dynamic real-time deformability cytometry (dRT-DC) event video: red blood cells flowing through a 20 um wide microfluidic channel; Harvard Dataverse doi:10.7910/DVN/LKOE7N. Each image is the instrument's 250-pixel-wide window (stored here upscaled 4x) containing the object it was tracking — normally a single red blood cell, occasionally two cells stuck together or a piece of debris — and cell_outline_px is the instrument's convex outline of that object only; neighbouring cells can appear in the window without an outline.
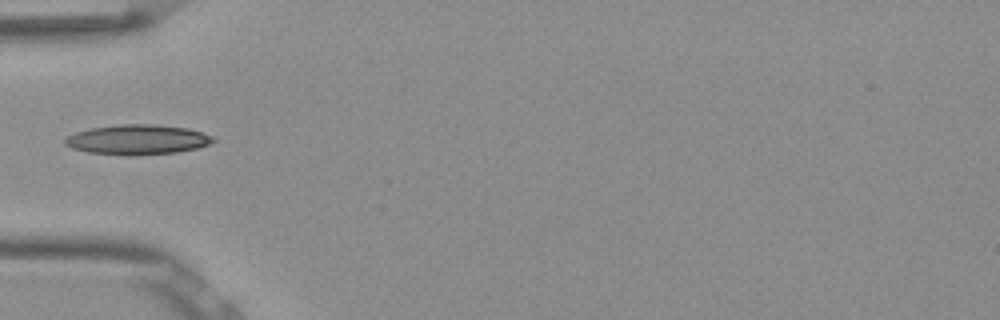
{"species": "Egyptian fruit bat (a non-hibernating species)", "species_latin": "Rousettus aegyptiacus", "temperature_condition": "room temperature", "stored_images_in_passage": 21, "camera_frame_rate_fps": 3000, "um_per_image_px": 0.085, "frame": {"image": 1, "passage_image": 1, "time_ms": 0.0, "image_size_px": [1000, 320], "cell_outline_px": [[216, 140], [208, 144], [196, 148], [176, 152], [132, 156], [128, 156], [88, 152], [72, 148], [64, 144], [64, 140], [68, 136], [76, 132], [92, 128], [120, 124], [156, 124], [188, 128], [212, 136]], "centroid_in_image_um": [11.67, 11.87], "position_along_channel_um": 73.3, "area_um2": 25.78}}
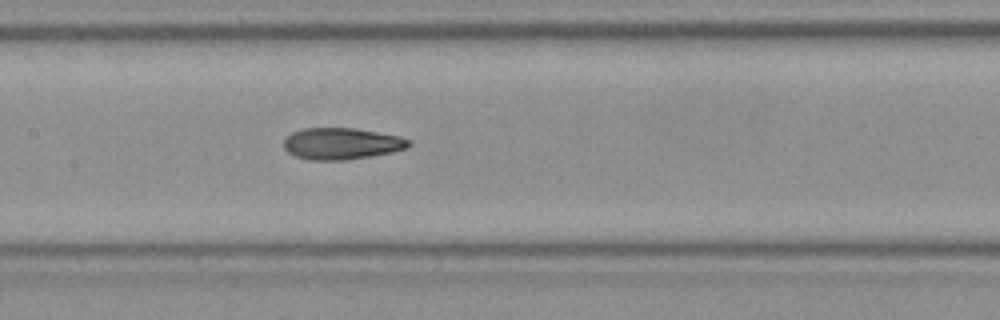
{"frame": {"image": 2, "passage_image": 9, "time_ms": 2.667, "image_size_px": [1000, 320], "cell_outline_px": [[412, 144], [408, 148], [392, 152], [348, 160], [308, 160], [296, 156], [288, 152], [284, 148], [284, 140], [292, 132], [304, 128], [356, 128], [400, 136], [412, 140]], "centroid_in_image_um": [29.07, 12.21], "position_along_channel_um": 178.3, "area_um2": 23.18}}
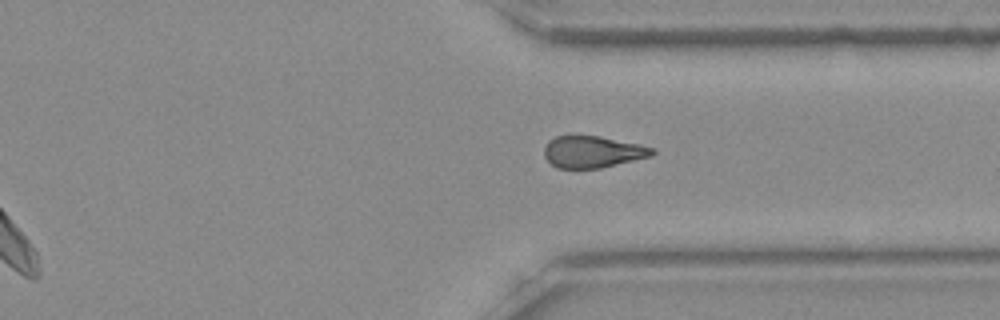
{"frame": {"image": 3, "passage_image": 20, "time_ms": 6.333, "image_size_px": [1000, 320], "cell_outline_px": [[656, 152], [652, 156], [600, 168], [556, 168], [544, 156], [544, 148], [548, 140], [556, 136], [600, 136], [640, 144], [656, 148]], "centroid_in_image_um": [50.4, 12.9], "position_along_channel_um": 361.0, "area_um2": 20.06}}